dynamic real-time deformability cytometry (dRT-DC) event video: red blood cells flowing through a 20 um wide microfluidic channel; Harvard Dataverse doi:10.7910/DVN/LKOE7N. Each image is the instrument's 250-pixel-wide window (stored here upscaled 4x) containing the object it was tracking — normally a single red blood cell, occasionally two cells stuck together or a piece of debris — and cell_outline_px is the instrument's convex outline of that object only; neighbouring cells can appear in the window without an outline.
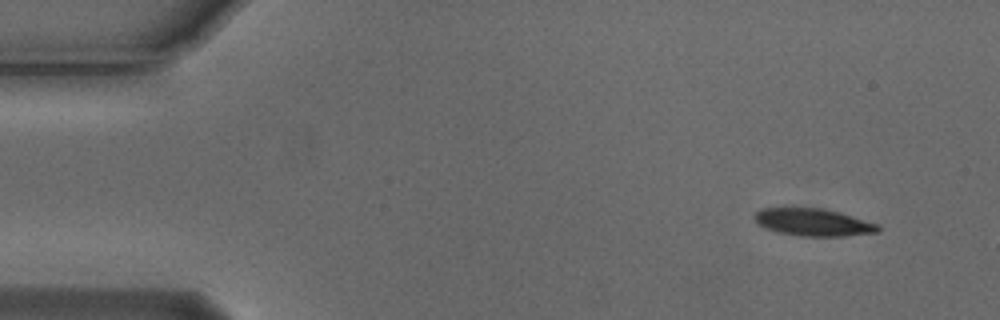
{"species": "Egyptian fruit bat (a non-hibernating species)", "species_latin": "Rousettus aegyptiacus", "temperature_condition": "cold", "stored_images_in_passage": 11, "camera_frame_rate_fps": 3000, "um_per_image_px": 0.085, "animal": {"sex": "male"}, "frame": {"image": 1, "passage_image": 4, "time_ms": 1.0, "image_size_px": [1000, 320], "cell_outline_px": [[880, 232], [844, 236], [800, 236], [780, 232], [768, 228], [760, 224], [752, 216], [760, 208], [824, 208], [840, 212], [876, 224], [880, 228]], "centroid_in_image_um": [69.14, 18.89], "position_along_channel_um": 15.9, "area_um2": 19.48}}